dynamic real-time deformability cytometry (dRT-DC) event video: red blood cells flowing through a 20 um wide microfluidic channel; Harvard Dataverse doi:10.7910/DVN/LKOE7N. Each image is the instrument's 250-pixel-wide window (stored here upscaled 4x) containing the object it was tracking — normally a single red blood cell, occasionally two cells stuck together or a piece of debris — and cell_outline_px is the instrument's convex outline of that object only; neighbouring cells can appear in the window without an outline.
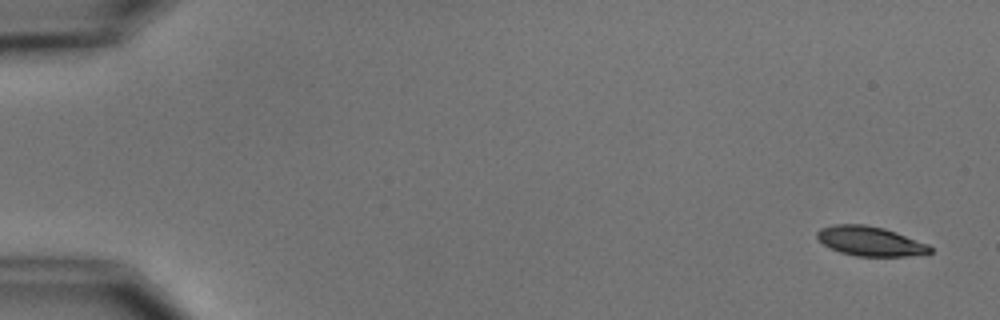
{"species": "common noctule bat (a hibernating species)", "species_latin": "Nyctalus noctula", "temperature_condition": "cold", "stored_images_in_passage": 6, "camera_frame_rate_fps": 3000, "um_per_image_px": 0.085, "animal": {"sex": "male", "body_mass_g": 15.6}, "frame": {"image": 1, "passage_image": 1, "time_ms": 0.0, "image_size_px": [1000, 320], "cell_outline_px": [[932, 252], [908, 256], [856, 256], [840, 252], [824, 244], [816, 236], [816, 232], [820, 228], [832, 224], [864, 224], [884, 228], [896, 232], [928, 244], [932, 248]], "centroid_in_image_um": [73.95, 20.49], "position_along_channel_um": 11.1, "area_um2": 19.36}}
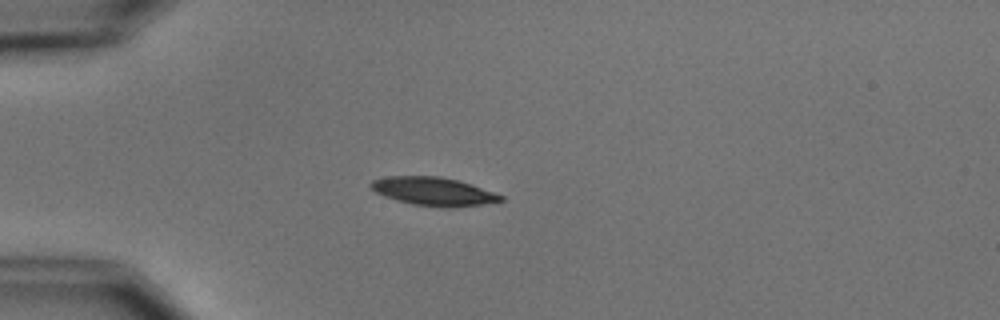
{"frame": {"image": 2, "passage_image": 4, "time_ms": 4.333, "image_size_px": [1000, 320], "cell_outline_px": [[504, 200], [480, 204], [452, 208], [440, 208], [412, 204], [396, 200], [384, 196], [376, 192], [368, 184], [372, 180], [388, 176], [440, 176], [456, 180], [504, 196]], "centroid_in_image_um": [36.79, 16.28], "position_along_channel_um": 48.2, "area_um2": 21.27}}